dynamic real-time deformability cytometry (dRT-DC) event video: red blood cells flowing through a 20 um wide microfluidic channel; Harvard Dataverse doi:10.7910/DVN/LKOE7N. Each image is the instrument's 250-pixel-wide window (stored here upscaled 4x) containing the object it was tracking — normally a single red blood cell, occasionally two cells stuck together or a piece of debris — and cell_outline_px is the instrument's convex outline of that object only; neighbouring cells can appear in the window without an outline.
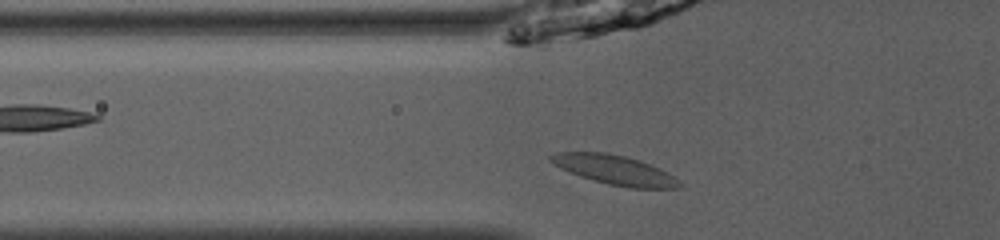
{"species": "common noctule bat (a hibernating species)", "species_latin": "Nyctalus noctula", "temperature_condition": "room temperature", "stored_images_in_passage": 34, "camera_frame_rate_fps": 3000, "um_per_image_px": 0.085, "animal": {"sex": "male", "body_mass_g": 13.0, "forearm_length_mm": 53.1}, "frame": {"image": 1, "passage_image": 2, "time_ms": 0.333, "image_size_px": [1000, 240], "cell_outline_px": [[684, 184], [680, 188], [628, 188], [608, 184], [592, 180], [580, 176], [560, 168], [548, 160], [548, 156], [556, 152], [604, 152], [624, 156], [640, 160], [660, 168], [680, 180]], "centroid_in_image_um": [52.27, 14.45], "position_along_channel_um": 73.5, "area_um2": 22.2}}
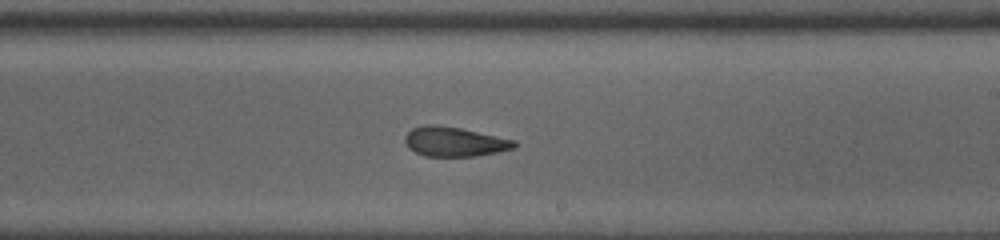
{"frame": {"image": 2, "passage_image": 15, "time_ms": 4.667, "image_size_px": [1000, 240], "cell_outline_px": [[516, 148], [476, 156], [424, 156], [408, 148], [404, 140], [404, 136], [412, 128], [424, 124], [432, 124], [460, 128], [516, 140]], "centroid_in_image_um": [38.61, 12.04], "position_along_channel_um": 250.4, "area_um2": 18.84}}
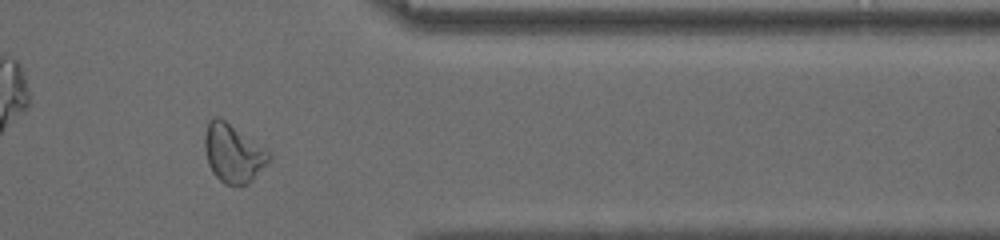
{"frame": {"image": 3, "passage_image": 26, "time_ms": 8.333, "image_size_px": [1000, 240], "cell_outline_px": [[272, 156], [248, 184], [224, 184], [212, 172], [208, 164], [204, 148], [204, 136], [208, 120], [216, 116], [220, 116], [264, 148]], "centroid_in_image_um": [19.76, 12.99], "position_along_channel_um": 391.6, "area_um2": 21.56}, "authors_computed_cell_mechanics": {"area_um2": 19.8254, "velocity_mm_per_s": 4.0631, "shape_relaxation_time_tau1_ms": null, "shape_relaxation_time_tau2_ms": 2.6157, "deformation_change_tau1": null, "deformation_change_tau2": 0.0672}}